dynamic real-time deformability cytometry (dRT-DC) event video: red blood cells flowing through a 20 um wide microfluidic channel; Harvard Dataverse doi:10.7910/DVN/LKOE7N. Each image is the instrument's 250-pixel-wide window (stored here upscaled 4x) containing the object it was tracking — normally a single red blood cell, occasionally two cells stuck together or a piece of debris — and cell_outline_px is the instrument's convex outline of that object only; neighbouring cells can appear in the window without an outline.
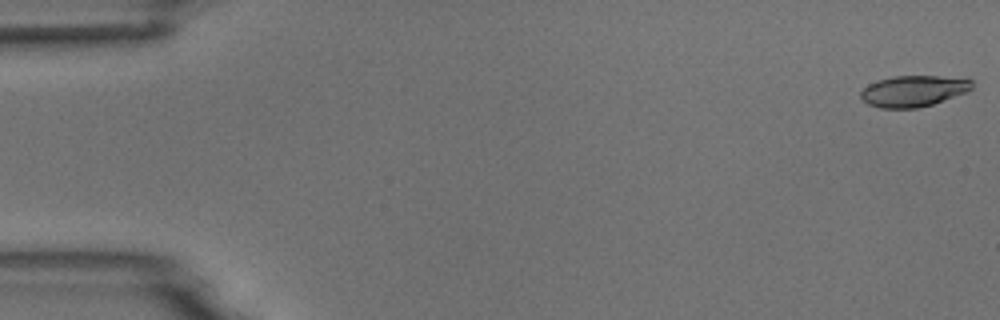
{"species": "common noctule bat (a hibernating species)", "species_latin": "Nyctalus noctula", "temperature_condition": "room temperature", "stored_images_in_passage": 54, "camera_frame_rate_fps": 3000, "um_per_image_px": 0.085, "animal": {"sex": "male", "body_mass_g": 18.8}, "frame": {"image": 1, "passage_image": 1, "time_ms": 0.0, "image_size_px": [1000, 320], "cell_outline_px": [[972, 88], [968, 92], [932, 104], [916, 108], [880, 108], [868, 104], [860, 96], [860, 92], [868, 84], [892, 76], [968, 76], [972, 80]], "centroid_in_image_um": [77.71, 7.72], "position_along_channel_um": 7.3, "area_um2": 20.46}}
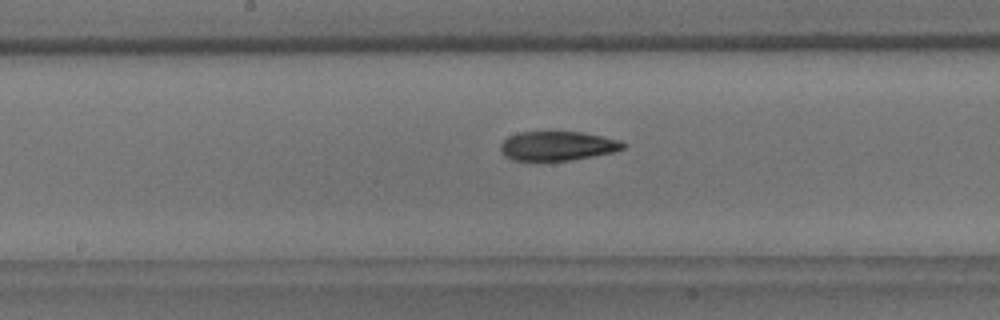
{"frame": {"image": 2, "passage_image": 28, "time_ms": 9.0, "image_size_px": [1000, 320], "cell_outline_px": [[628, 144], [624, 148], [612, 152], [572, 160], [512, 160], [504, 156], [500, 152], [500, 144], [508, 136], [520, 132], [584, 132], [620, 140]], "centroid_in_image_um": [47.38, 12.4], "position_along_channel_um": 200.8, "area_um2": 20.92}}
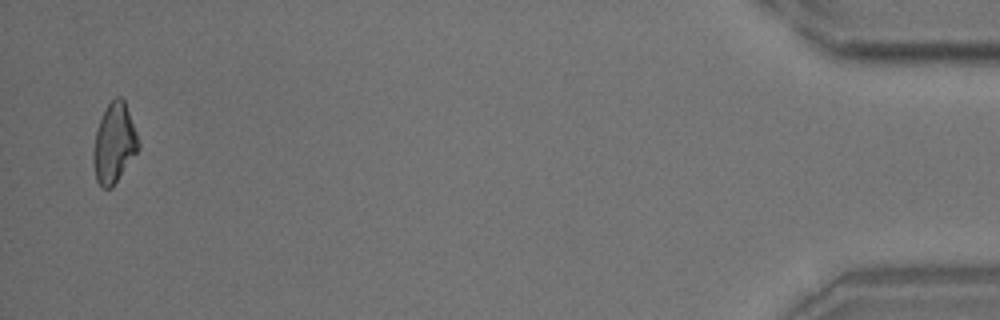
{"frame": {"image": 3, "passage_image": 53, "time_ms": 17.333, "image_size_px": [1000, 320], "cell_outline_px": [[140, 148], [112, 188], [104, 188], [96, 180], [92, 164], [92, 156], [96, 128], [108, 104], [116, 96], [120, 96], [124, 100], [136, 132], [140, 144]], "centroid_in_image_um": [9.69, 12.2], "position_along_channel_um": 425.5, "area_um2": 20.87}, "authors_computed_cell_mechanics": {"area_um2": 21.2993, "velocity_mm_per_s": 3.7368, "shape_relaxation_time_tau1_ms": 8.2211, "shape_relaxation_time_tau2_ms": 6.7072, "deformation_change_tau1": 0.1884, "deformation_change_tau2": 0.1529}}